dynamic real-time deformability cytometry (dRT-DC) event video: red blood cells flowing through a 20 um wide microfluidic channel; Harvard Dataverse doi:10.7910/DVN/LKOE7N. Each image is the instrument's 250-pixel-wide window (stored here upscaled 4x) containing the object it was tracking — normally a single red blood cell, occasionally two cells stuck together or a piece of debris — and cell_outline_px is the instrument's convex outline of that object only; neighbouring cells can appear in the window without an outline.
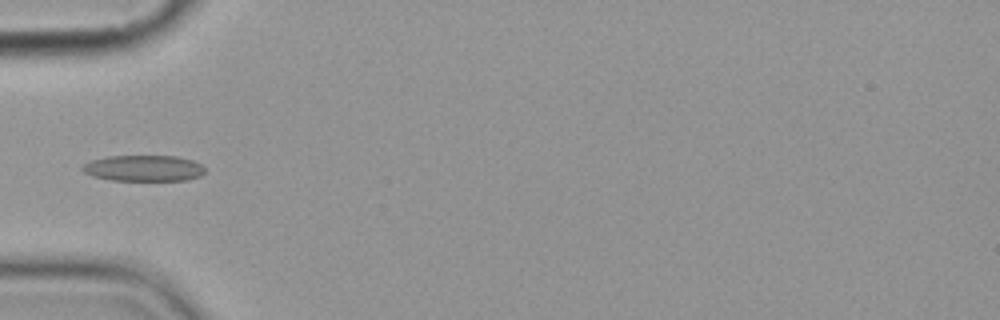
{"species": "common noctule bat (a hibernating species)", "species_latin": "Nyctalus noctula", "temperature_condition": "cold", "stored_images_in_passage": 4, "camera_frame_rate_fps": 3000, "um_per_image_px": 0.085, "animal": {"sex": "female", "body_mass_g": 19.9}, "frame": {"image": 1, "passage_image": 4, "time_ms": 3.333, "image_size_px": [1000, 320], "cell_outline_px": [[204, 172], [200, 176], [188, 180], [112, 180], [92, 176], [84, 172], [80, 168], [84, 164], [92, 160], [108, 156], [176, 156], [192, 160], [200, 164], [204, 168]], "centroid_in_image_um": [12.2, 14.3], "position_along_channel_um": 72.8, "area_um2": 18.5}}